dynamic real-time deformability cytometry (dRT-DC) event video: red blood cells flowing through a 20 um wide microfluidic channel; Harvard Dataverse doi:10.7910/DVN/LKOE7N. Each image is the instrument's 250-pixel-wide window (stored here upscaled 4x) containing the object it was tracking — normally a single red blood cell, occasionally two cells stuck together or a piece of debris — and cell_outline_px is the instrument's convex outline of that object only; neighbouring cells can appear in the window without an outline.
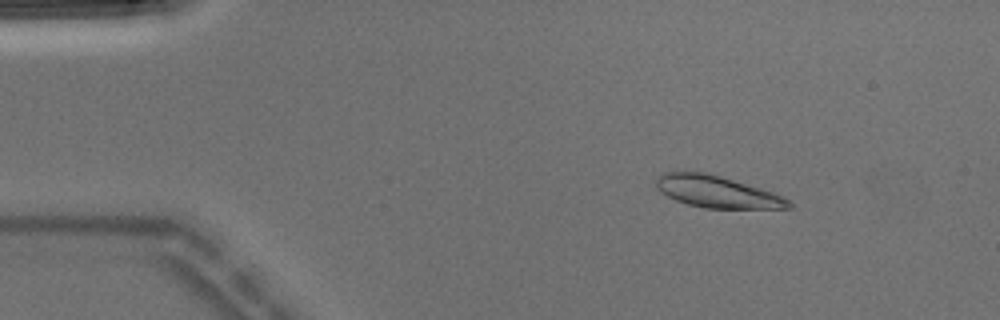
{"species": "Egyptian fruit bat (a non-hibernating species)", "species_latin": "Rousettus aegyptiacus", "temperature_condition": "warm", "stored_images_in_passage": 4, "camera_frame_rate_fps": 3000, "um_per_image_px": 0.085, "animal": {"sex": "male"}, "frame": {"image": 1, "passage_image": 2, "time_ms": 0.333, "image_size_px": [1000, 320], "cell_outline_px": [[792, 208], [704, 208], [688, 204], [676, 200], [668, 196], [656, 188], [656, 180], [664, 172], [704, 172], [720, 176], [760, 188], [772, 192], [788, 200], [792, 204]], "centroid_in_image_um": [60.93, 16.3], "position_along_channel_um": 24.1, "area_um2": 24.1}}